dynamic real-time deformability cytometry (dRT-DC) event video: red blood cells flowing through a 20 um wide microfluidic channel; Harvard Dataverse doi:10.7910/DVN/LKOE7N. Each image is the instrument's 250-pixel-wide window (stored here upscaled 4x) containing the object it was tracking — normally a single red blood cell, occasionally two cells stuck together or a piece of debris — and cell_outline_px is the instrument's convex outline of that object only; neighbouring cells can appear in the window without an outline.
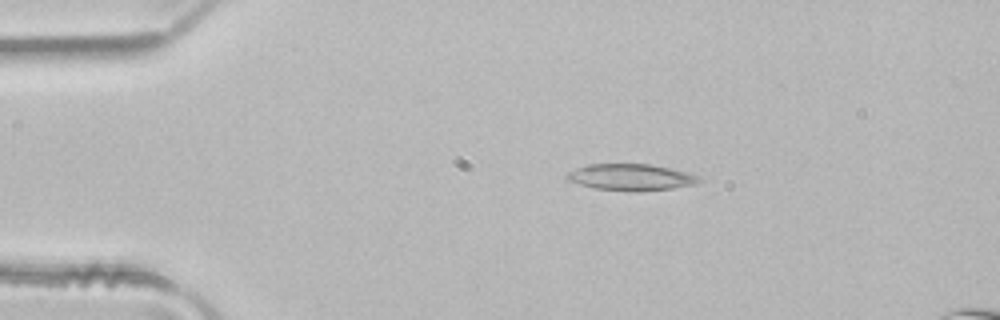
{"species": "common noctule bat (a hibernating species)", "species_latin": "Nyctalus noctula", "temperature_condition": "room temperature", "stored_images_in_passage": 3, "camera_frame_rate_fps": 3000, "um_per_image_px": 0.085, "animal": {"sex": "male", "body_mass_g": 21.5, "forearm_length_mm": 52.0}, "frame": {"image": 1, "passage_image": 2, "time_ms": 0.333, "image_size_px": [1000, 320], "cell_outline_px": [[704, 180], [696, 184], [672, 188], [636, 192], [632, 192], [596, 188], [580, 184], [568, 180], [564, 176], [568, 172], [576, 168], [592, 164], [652, 164], [688, 172], [700, 176]], "centroid_in_image_um": [53.69, 15.06], "position_along_channel_um": 31.3, "area_um2": 20.52}}
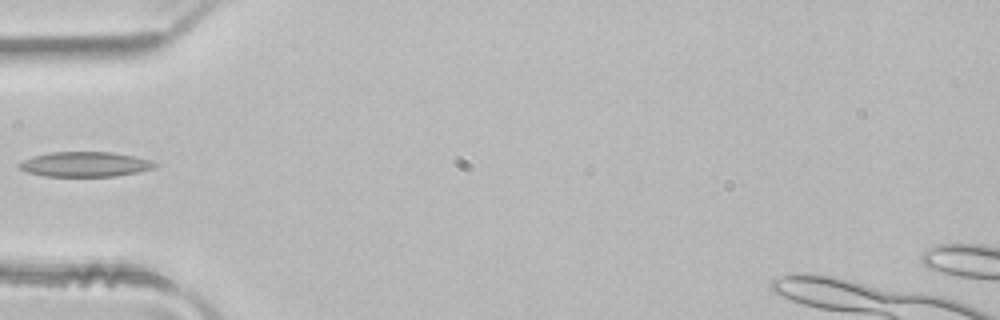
{"frame": {"image": 2, "passage_image": 3, "time_ms": 0.667, "image_size_px": [1000, 320], "cell_outline_px": [[160, 164], [152, 168], [136, 172], [116, 176], [44, 176], [28, 172], [20, 168], [16, 164], [32, 156], [52, 152], [112, 152], [152, 160]], "centroid_in_image_um": [7.22, 13.96], "position_along_channel_um": 77.8, "area_um2": 19.59}}